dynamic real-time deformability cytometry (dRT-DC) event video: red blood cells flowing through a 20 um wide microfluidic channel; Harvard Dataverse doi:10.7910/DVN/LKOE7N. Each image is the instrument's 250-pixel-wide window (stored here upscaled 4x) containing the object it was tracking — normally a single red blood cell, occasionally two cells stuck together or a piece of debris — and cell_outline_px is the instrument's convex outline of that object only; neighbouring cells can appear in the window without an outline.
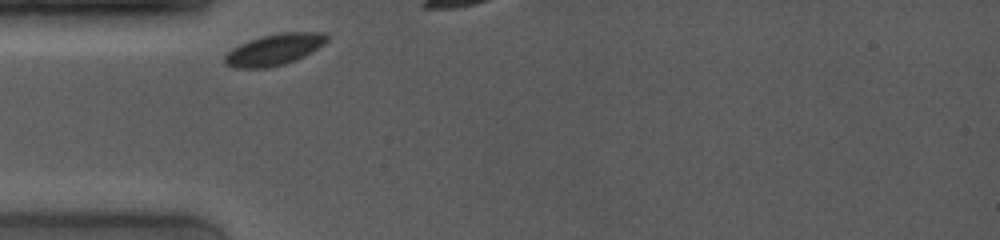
{"species": "common noctule bat (a hibernating species)", "species_latin": "Nyctalus noctula", "temperature_condition": "room temperature", "stored_images_in_passage": 3, "camera_frame_rate_fps": 4000, "um_per_image_px": 0.085, "animal": {"sex": "female", "body_mass_g": 19.0, "forearm_length_mm": 53.3}, "frame": {"image": 1, "passage_image": 1, "time_ms": 0.0, "image_size_px": [1000, 240], "cell_outline_px": [[328, 40], [324, 44], [304, 56], [284, 64], [264, 68], [232, 68], [224, 64], [224, 56], [232, 48], [240, 44], [260, 36], [280, 32], [328, 32]], "centroid_in_image_um": [23.31, 4.2], "position_along_channel_um": 61.7, "area_um2": 18.73}}